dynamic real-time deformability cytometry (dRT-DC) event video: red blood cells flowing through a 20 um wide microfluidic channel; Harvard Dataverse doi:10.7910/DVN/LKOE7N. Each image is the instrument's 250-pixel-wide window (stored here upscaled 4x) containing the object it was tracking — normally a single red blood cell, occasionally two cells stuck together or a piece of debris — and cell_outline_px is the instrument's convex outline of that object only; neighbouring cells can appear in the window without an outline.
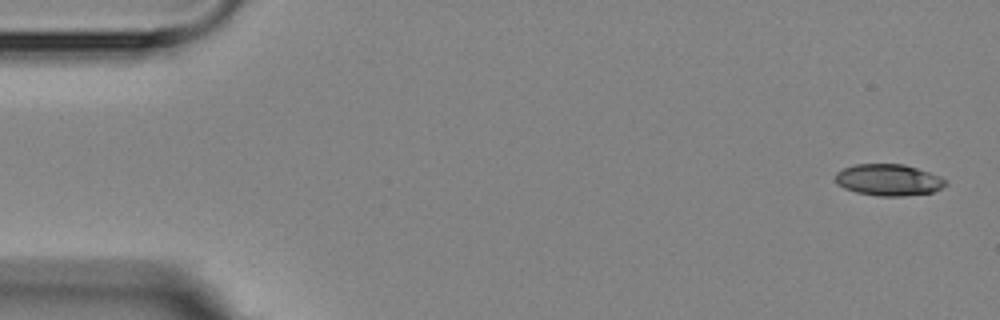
{"species": "Egyptian fruit bat (a non-hibernating species)", "species_latin": "Rousettus aegyptiacus", "temperature_condition": "room temperature", "stored_images_in_passage": 5, "camera_frame_rate_fps": 3000, "um_per_image_px": 0.085, "animal": {"sex": "female"}, "frame": {"image": 1, "passage_image": 1, "time_ms": 0.0, "image_size_px": [1000, 320], "cell_outline_px": [[948, 184], [932, 192], [904, 196], [876, 196], [856, 192], [844, 188], [836, 184], [836, 172], [844, 168], [856, 164], [904, 164], [940, 176], [948, 180]], "centroid_in_image_um": [75.53, 15.3], "position_along_channel_um": 9.5, "area_um2": 20.29}}
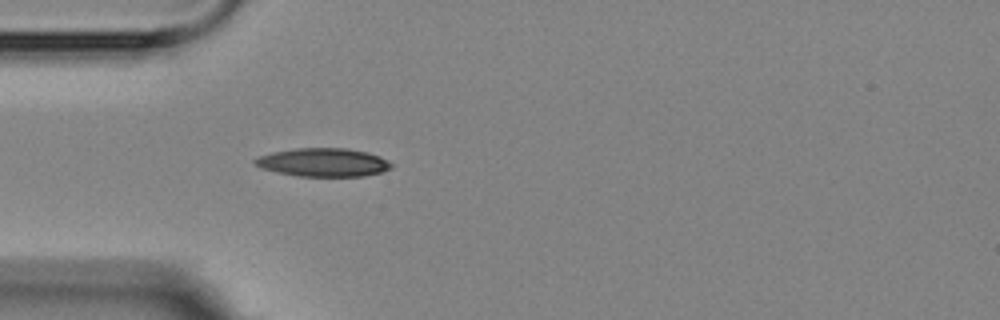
{"frame": {"image": 2, "passage_image": 5, "time_ms": 4.667, "image_size_px": [1000, 320], "cell_outline_px": [[392, 168], [380, 172], [364, 176], [296, 176], [276, 172], [260, 168], [252, 160], [256, 156], [272, 152], [296, 148], [344, 148], [368, 152], [380, 156], [392, 164]], "centroid_in_image_um": [27.43, 13.8], "position_along_channel_um": 57.6, "area_um2": 22.66}}